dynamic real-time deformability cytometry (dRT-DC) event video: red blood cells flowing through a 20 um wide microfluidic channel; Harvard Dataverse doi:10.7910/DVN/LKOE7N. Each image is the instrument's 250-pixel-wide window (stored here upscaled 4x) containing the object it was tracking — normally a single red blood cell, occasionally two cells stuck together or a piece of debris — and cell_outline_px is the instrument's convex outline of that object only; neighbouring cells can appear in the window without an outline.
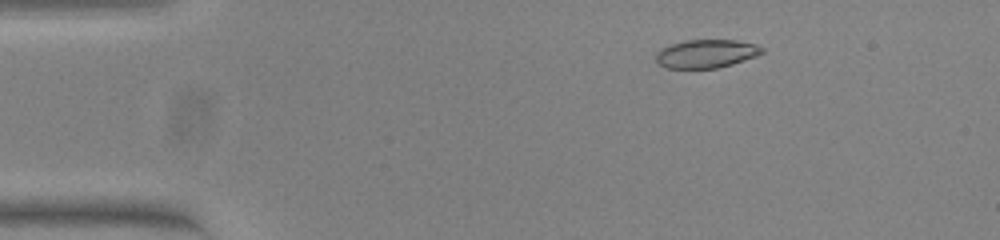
{"species": "common noctule bat (a hibernating species)", "species_latin": "Nyctalus noctula", "temperature_condition": "warm", "stored_images_in_passage": 54, "camera_frame_rate_fps": 3000, "um_per_image_px": 0.085, "animal": {"sex": "female", "body_mass_g": 23.0, "forearm_length_mm": 53.4}, "frame": {"image": 1, "passage_image": 9, "time_ms": 2.667, "image_size_px": [1000, 240], "cell_outline_px": [[764, 52], [756, 56], [732, 64], [716, 68], [668, 68], [660, 64], [656, 60], [656, 52], [660, 48], [684, 40], [736, 40], [756, 44], [764, 48]], "centroid_in_image_um": [60.04, 4.55], "position_along_channel_um": 25.0, "area_um2": 17.51}}
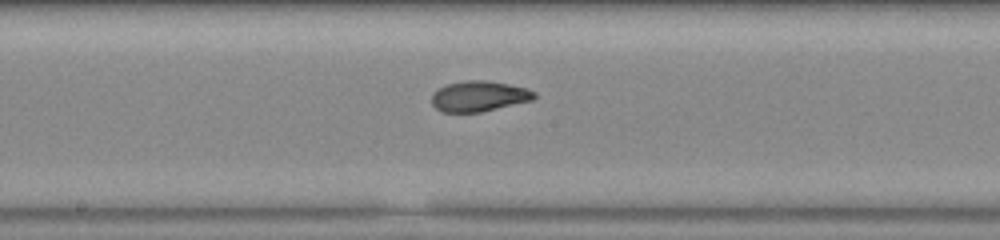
{"frame": {"image": 2, "passage_image": 29, "time_ms": 9.333, "image_size_px": [1000, 240], "cell_outline_px": [[536, 96], [532, 100], [480, 112], [440, 112], [432, 104], [432, 92], [436, 88], [448, 84], [464, 80], [488, 80], [528, 88], [536, 92]], "centroid_in_image_um": [40.69, 8.17], "position_along_channel_um": 207.5, "area_um2": 18.38}}
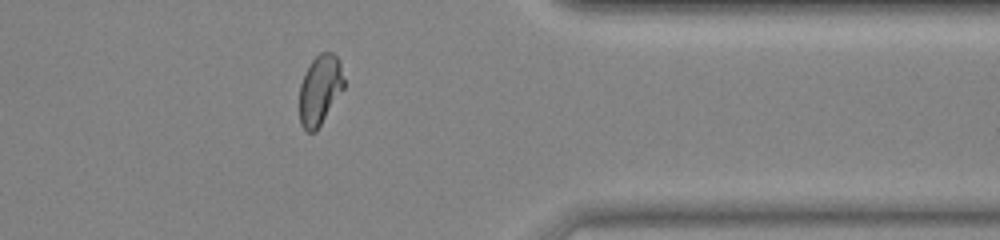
{"frame": {"image": 3, "passage_image": 44, "time_ms": 14.333, "image_size_px": [1000, 240], "cell_outline_px": [[344, 88], [316, 132], [308, 132], [300, 124], [300, 84], [312, 60], [320, 52], [332, 52], [340, 60], [344, 80]], "centroid_in_image_um": [27.21, 7.64], "position_along_channel_um": 384.2, "area_um2": 18.03}, "authors_computed_cell_mechanics": {"area_um2": 18.496, "velocity_mm_per_s": 3.8169, "shape_relaxation_time_tau1_ms": 4.98, "shape_relaxation_time_tau2_ms": 1.3289, "deformation_change_tau1": 0.1674, "deformation_change_tau2": 0.0592}}